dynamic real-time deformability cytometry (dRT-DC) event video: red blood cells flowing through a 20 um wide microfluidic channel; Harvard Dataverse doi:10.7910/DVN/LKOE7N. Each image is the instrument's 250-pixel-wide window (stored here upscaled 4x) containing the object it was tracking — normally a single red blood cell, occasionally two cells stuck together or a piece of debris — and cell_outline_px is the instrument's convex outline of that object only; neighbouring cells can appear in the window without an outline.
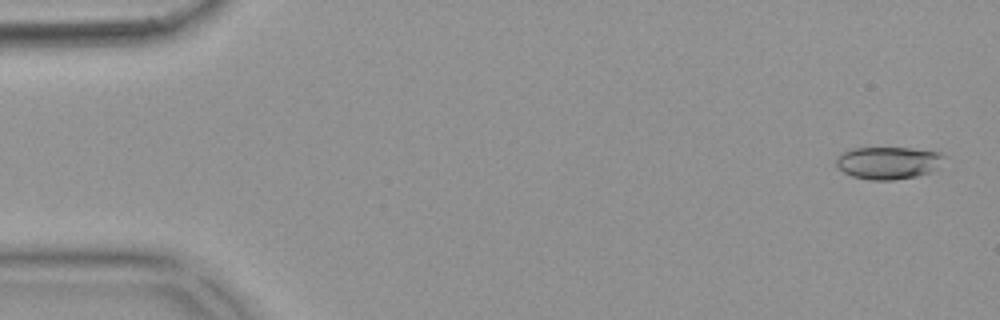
{"species": "common noctule bat (a hibernating species)", "species_latin": "Nyctalus noctula", "temperature_condition": "warm", "stored_images_in_passage": 55, "camera_frame_rate_fps": 3000, "um_per_image_px": 0.085, "animal": {"sex": "female", "body_mass_g": 18.4}, "frame": {"image": 1, "passage_image": 2, "time_ms": 0.333, "image_size_px": [1000, 320], "cell_outline_px": [[944, 156], [936, 168], [928, 172], [916, 176], [892, 180], [868, 180], [852, 176], [844, 172], [836, 164], [836, 160], [844, 152], [852, 148], [908, 148], [940, 152]], "centroid_in_image_um": [75.47, 13.84], "position_along_channel_um": 9.5, "area_um2": 20.0}}
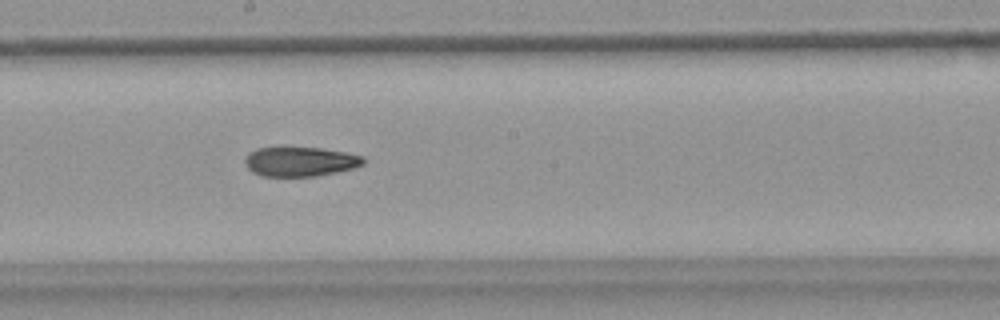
{"frame": {"image": 2, "passage_image": 30, "time_ms": 9.667, "image_size_px": [1000, 320], "cell_outline_px": [[364, 164], [356, 168], [316, 176], [264, 176], [252, 172], [244, 164], [244, 160], [248, 152], [256, 148], [320, 148], [344, 152], [364, 156]], "centroid_in_image_um": [25.51, 13.74], "position_along_channel_um": 222.7, "area_um2": 20.35}}
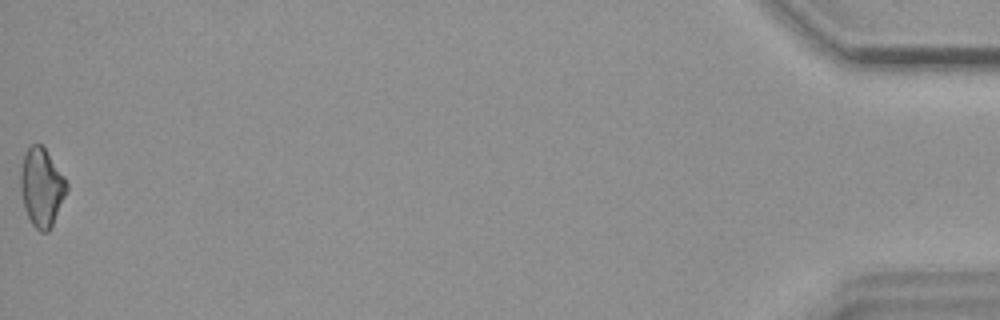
{"frame": {"image": 3, "passage_image": 55, "time_ms": 18.0, "image_size_px": [1000, 320], "cell_outline_px": [[68, 188], [52, 224], [48, 232], [40, 232], [32, 224], [24, 208], [20, 192], [20, 168], [24, 152], [32, 144], [40, 144], [44, 148], [64, 176], [68, 184]], "centroid_in_image_um": [3.51, 15.91], "position_along_channel_um": 431.7, "area_um2": 20.92}, "authors_computed_cell_mechanics": {"area_um2": 20.9236, "velocity_mm_per_s": 3.7006, "shape_relaxation_time_tau1_ms": null, "shape_relaxation_time_tau2_ms": 6.2595, "deformation_change_tau1": null, "deformation_change_tau2": 0.1403}}